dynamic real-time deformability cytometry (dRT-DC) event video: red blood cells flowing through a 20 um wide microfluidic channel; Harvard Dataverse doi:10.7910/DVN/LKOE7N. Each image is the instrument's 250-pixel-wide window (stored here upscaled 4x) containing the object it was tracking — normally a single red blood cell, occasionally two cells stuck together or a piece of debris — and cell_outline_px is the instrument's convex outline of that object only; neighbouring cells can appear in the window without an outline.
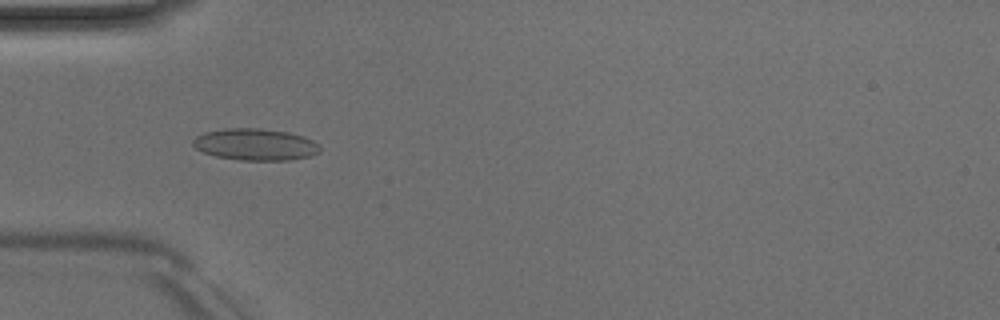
{"species": "Egyptian fruit bat (a non-hibernating species)", "species_latin": "Rousettus aegyptiacus", "temperature_condition": "room temperature", "stored_images_in_passage": 49, "camera_frame_rate_fps": 3000, "um_per_image_px": 0.085, "animal": {"sex": "male"}, "frame": {"image": 1, "passage_image": 15, "time_ms": 4.667, "image_size_px": [1000, 320], "cell_outline_px": [[320, 152], [308, 156], [292, 160], [240, 160], [216, 156], [204, 152], [196, 148], [192, 144], [192, 140], [196, 136], [204, 132], [224, 128], [260, 128], [288, 132], [304, 136], [320, 144]], "centroid_in_image_um": [21.71, 12.27], "position_along_channel_um": 63.3, "area_um2": 23.58}}
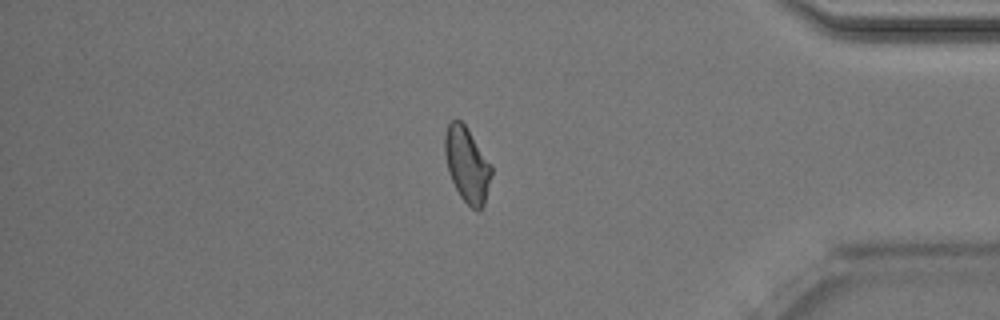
{"frame": {"image": 2, "passage_image": 42, "time_ms": 13.667, "image_size_px": [1000, 320], "cell_outline_px": [[492, 172], [484, 204], [480, 212], [476, 212], [460, 196], [448, 172], [444, 152], [444, 136], [448, 124], [456, 116], [468, 128], [492, 164]], "centroid_in_image_um": [39.7, 13.97], "position_along_channel_um": 395.5, "area_um2": 20.63}, "authors_computed_cell_mechanics": {"area_um2": 21.097, "velocity_mm_per_s": 4.0332, "shape_relaxation_time_tau1_ms": 4.939, "shape_relaxation_time_tau2_ms": 1.3827, "deformation_change_tau1": 0.1135, "deformation_change_tau2": 0.0852}}